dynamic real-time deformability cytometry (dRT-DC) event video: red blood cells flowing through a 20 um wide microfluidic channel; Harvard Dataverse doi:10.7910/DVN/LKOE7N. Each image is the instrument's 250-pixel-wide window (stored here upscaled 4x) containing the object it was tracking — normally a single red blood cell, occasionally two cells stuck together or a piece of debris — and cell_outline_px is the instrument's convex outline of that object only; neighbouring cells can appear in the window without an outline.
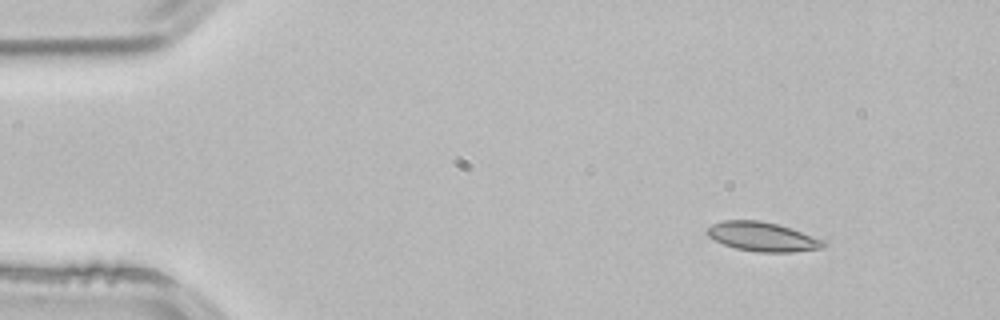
{"species": "common noctule bat (a hibernating species)", "species_latin": "Nyctalus noctula", "temperature_condition": "room temperature", "stored_images_in_passage": 3, "camera_frame_rate_fps": 3000, "um_per_image_px": 0.085, "animal": {"sex": "male", "body_mass_g": 21.5, "forearm_length_mm": 52.0}, "frame": {"image": 1, "passage_image": 1, "time_ms": 0.0, "image_size_px": [1000, 320], "cell_outline_px": [[828, 244], [824, 248], [792, 252], [756, 252], [736, 248], [724, 244], [708, 236], [704, 232], [712, 224], [724, 220], [760, 220], [780, 224], [828, 240]], "centroid_in_image_um": [64.89, 20.11], "position_along_channel_um": 20.1, "area_um2": 20.23}}
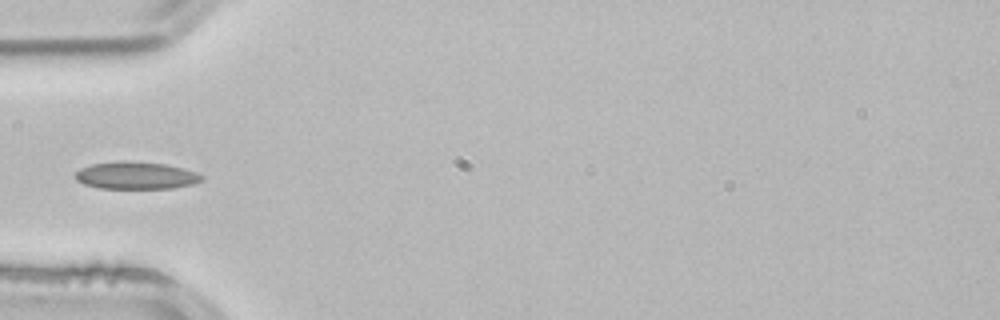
{"frame": {"image": 2, "passage_image": 3, "time_ms": 0.667, "image_size_px": [1000, 320], "cell_outline_px": [[204, 180], [192, 184], [172, 188], [100, 188], [84, 184], [76, 180], [76, 172], [80, 168], [92, 164], [120, 160], [128, 160], [164, 164], [184, 168], [196, 172], [204, 176]], "centroid_in_image_um": [11.57, 14.9], "position_along_channel_um": 73.4, "area_um2": 20.23}}